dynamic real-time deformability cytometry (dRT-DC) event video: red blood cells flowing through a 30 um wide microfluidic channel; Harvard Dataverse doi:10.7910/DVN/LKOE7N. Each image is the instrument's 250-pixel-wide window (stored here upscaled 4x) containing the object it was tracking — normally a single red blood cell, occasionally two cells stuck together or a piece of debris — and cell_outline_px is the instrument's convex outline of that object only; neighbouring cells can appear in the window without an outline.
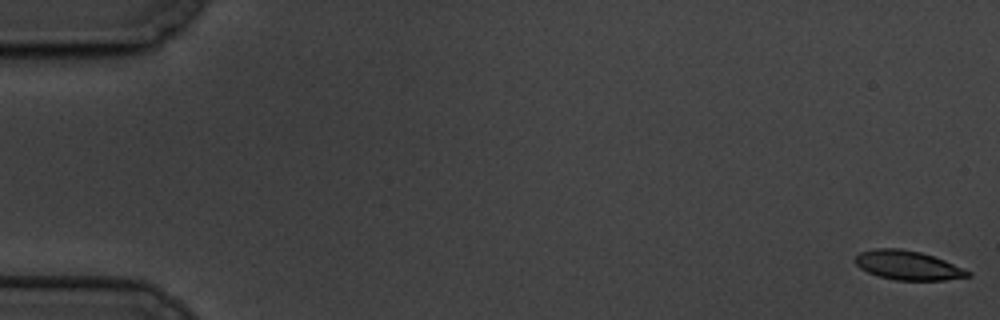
{"species": "common noctule bat (a hibernating species)", "species_latin": "Nyctalus noctula", "temperature_condition": "cold", "stored_images_in_passage": 12, "camera_frame_rate_fps": 3000, "um_per_image_px": 0.085, "animal": {"sex": "male", "body_mass_g": 19.5, "forearm_length_mm": 54.6}, "frame": {"image": 1, "passage_image": 1, "time_ms": 0.0, "image_size_px": [1000, 320], "cell_outline_px": [[972, 276], [944, 280], [896, 280], [880, 276], [868, 272], [860, 268], [852, 260], [860, 252], [876, 248], [900, 248], [920, 252], [944, 260], [972, 272]], "centroid_in_image_um": [77.16, 22.55], "position_along_channel_um": 7.8, "area_um2": 19.07}}
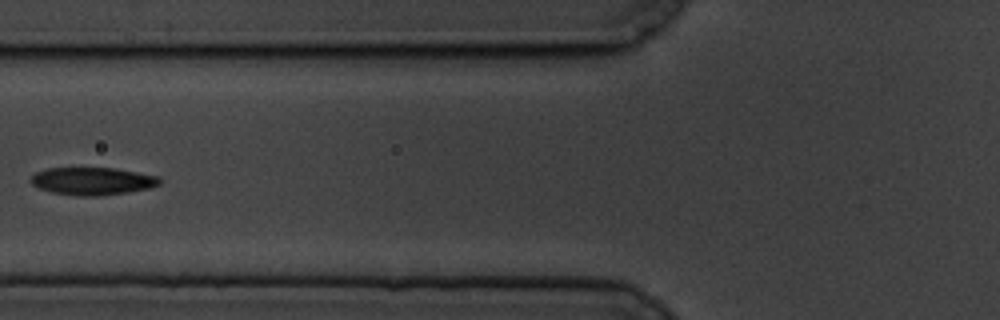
{"frame": {"image": 2, "passage_image": 7, "time_ms": 7.667, "image_size_px": [1000, 320], "cell_outline_px": [[160, 184], [148, 188], [128, 192], [100, 196], [76, 196], [52, 192], [40, 188], [32, 184], [28, 180], [36, 172], [48, 168], [112, 168], [160, 176]], "centroid_in_image_um": [7.84, 15.4], "position_along_channel_um": 118.0, "area_um2": 20.69}}
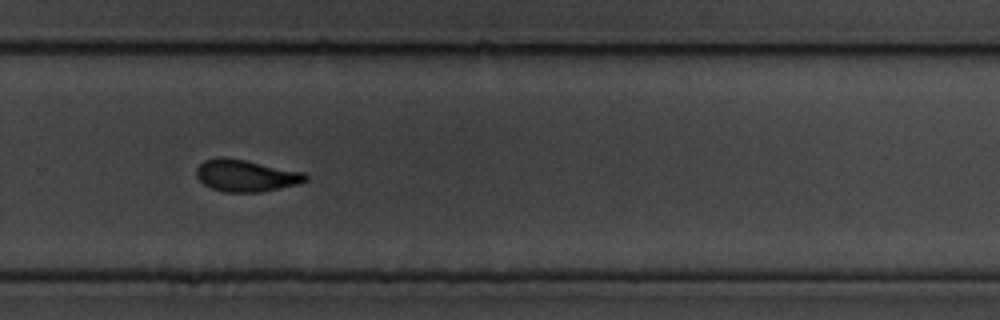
{"frame": {"image": 3, "passage_image": 12, "time_ms": 13.333, "image_size_px": [1000, 320], "cell_outline_px": [[308, 180], [300, 184], [260, 192], [224, 192], [212, 188], [204, 184], [196, 176], [196, 168], [204, 160], [216, 156], [224, 156], [304, 172], [308, 176]], "centroid_in_image_um": [20.9, 14.92], "position_along_channel_um": 308.9, "area_um2": 20.4}}